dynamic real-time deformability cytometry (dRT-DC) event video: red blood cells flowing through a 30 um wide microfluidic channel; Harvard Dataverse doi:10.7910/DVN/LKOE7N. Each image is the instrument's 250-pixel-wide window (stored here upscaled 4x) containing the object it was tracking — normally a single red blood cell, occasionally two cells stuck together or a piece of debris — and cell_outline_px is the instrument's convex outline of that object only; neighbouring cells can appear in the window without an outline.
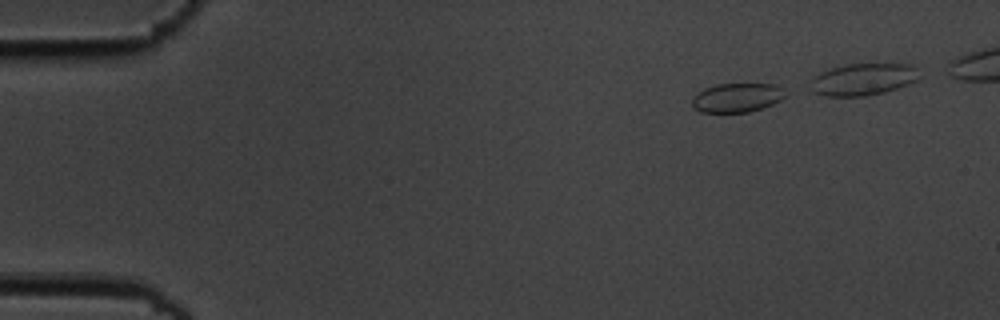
{"species": "common noctule bat (a hibernating species)", "species_latin": "Nyctalus noctula", "temperature_condition": "cold", "stored_images_in_passage": 23, "camera_frame_rate_fps": 3000, "um_per_image_px": 0.085, "animal": {"sex": "male", "body_mass_g": 19.5, "forearm_length_mm": 54.6}, "frame": {"image": 1, "passage_image": 2, "time_ms": 0.333, "image_size_px": [1000, 320], "cell_outline_px": [[784, 96], [780, 100], [772, 104], [748, 112], [700, 112], [692, 108], [692, 96], [704, 88], [716, 84], [772, 84], [780, 88]], "centroid_in_image_um": [62.54, 8.3], "position_along_channel_um": 22.5, "area_um2": 15.61}}
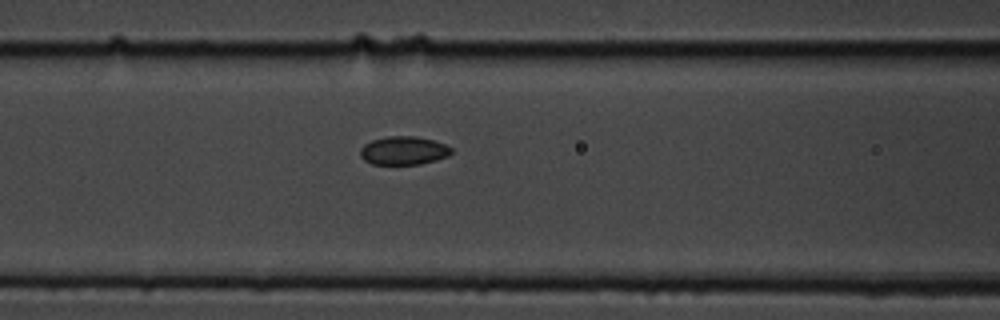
{"frame": {"image": 2, "passage_image": 18, "time_ms": 5.667, "image_size_px": [1000, 320], "cell_outline_px": [[452, 152], [448, 156], [436, 160], [420, 164], [372, 164], [364, 160], [360, 156], [360, 148], [364, 144], [372, 140], [388, 136], [416, 136], [432, 140], [444, 144], [452, 148]], "centroid_in_image_um": [34.29, 12.8], "position_along_channel_um": 132.3, "area_um2": 15.09}}
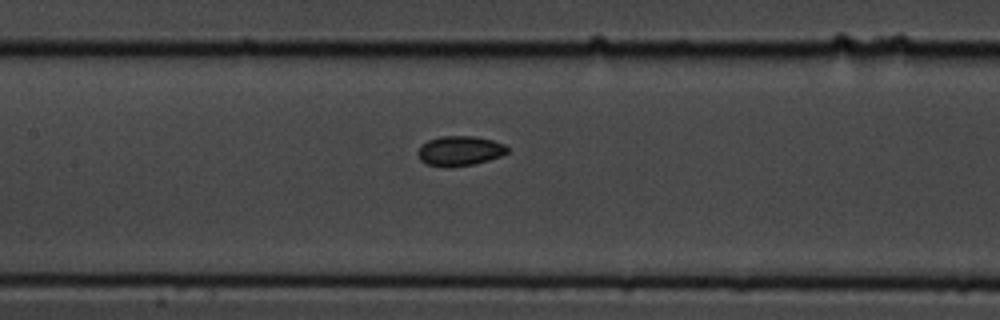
{"frame": {"image": 3, "passage_image": 21, "time_ms": 6.667, "image_size_px": [1000, 320], "cell_outline_px": [[508, 152], [500, 156], [488, 160], [472, 164], [424, 164], [420, 160], [416, 152], [428, 140], [440, 136], [476, 136], [492, 140], [504, 144], [508, 148]], "centroid_in_image_um": [39.1, 12.77], "position_along_channel_um": 168.3, "area_um2": 14.91}}